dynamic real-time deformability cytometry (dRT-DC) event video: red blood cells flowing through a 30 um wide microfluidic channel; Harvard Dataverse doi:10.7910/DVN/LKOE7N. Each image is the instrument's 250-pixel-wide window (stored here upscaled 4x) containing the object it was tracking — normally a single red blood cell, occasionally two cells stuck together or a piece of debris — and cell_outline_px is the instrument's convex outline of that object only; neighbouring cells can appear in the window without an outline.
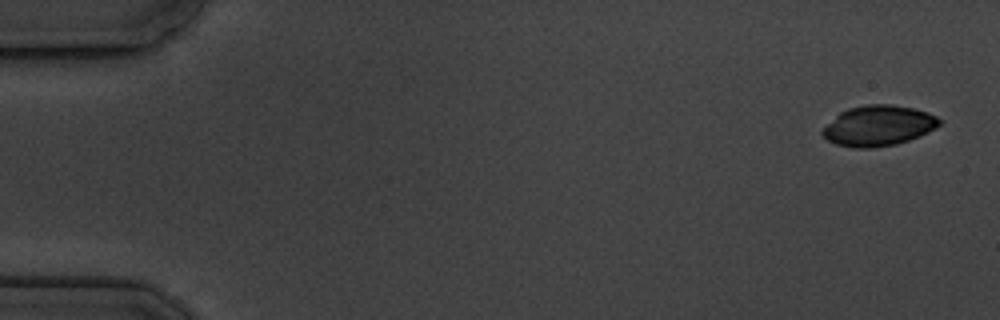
{"species": "common noctule bat (a hibernating species)", "species_latin": "Nyctalus noctula", "temperature_condition": "cold", "stored_images_in_passage": 5, "camera_frame_rate_fps": 3000, "um_per_image_px": 0.085, "animal": {"sex": "male", "body_mass_g": 19.5, "forearm_length_mm": 54.6}, "frame": {"image": 1, "passage_image": 1, "time_ms": 0.0, "image_size_px": [1000, 320], "cell_outline_px": [[944, 120], [936, 128], [920, 136], [896, 144], [872, 148], [852, 148], [836, 144], [828, 140], [820, 132], [840, 112], [848, 108], [868, 104], [892, 104], [912, 108], [928, 112]], "centroid_in_image_um": [74.7, 10.68], "position_along_channel_um": 10.3, "area_um2": 27.57}}
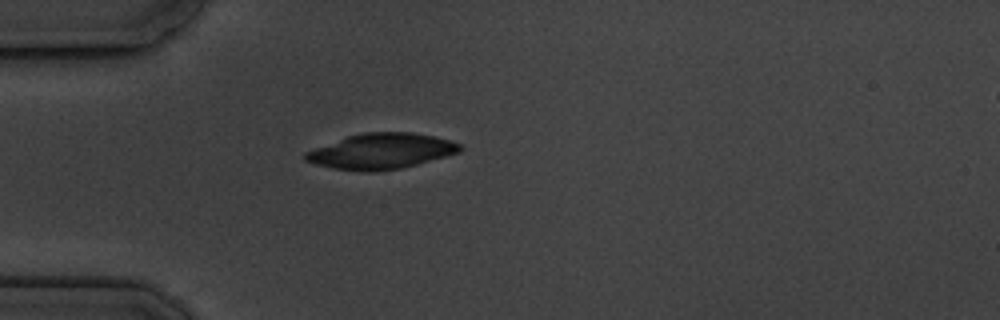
{"frame": {"image": 2, "passage_image": 5, "time_ms": 4.667, "image_size_px": [1000, 320], "cell_outline_px": [[464, 148], [460, 152], [416, 164], [400, 168], [372, 172], [364, 172], [332, 168], [316, 164], [304, 160], [304, 152], [348, 136], [364, 132], [412, 132], [432, 136], [448, 140], [460, 144]], "centroid_in_image_um": [32.39, 12.85], "position_along_channel_um": 52.6, "area_um2": 31.73}}